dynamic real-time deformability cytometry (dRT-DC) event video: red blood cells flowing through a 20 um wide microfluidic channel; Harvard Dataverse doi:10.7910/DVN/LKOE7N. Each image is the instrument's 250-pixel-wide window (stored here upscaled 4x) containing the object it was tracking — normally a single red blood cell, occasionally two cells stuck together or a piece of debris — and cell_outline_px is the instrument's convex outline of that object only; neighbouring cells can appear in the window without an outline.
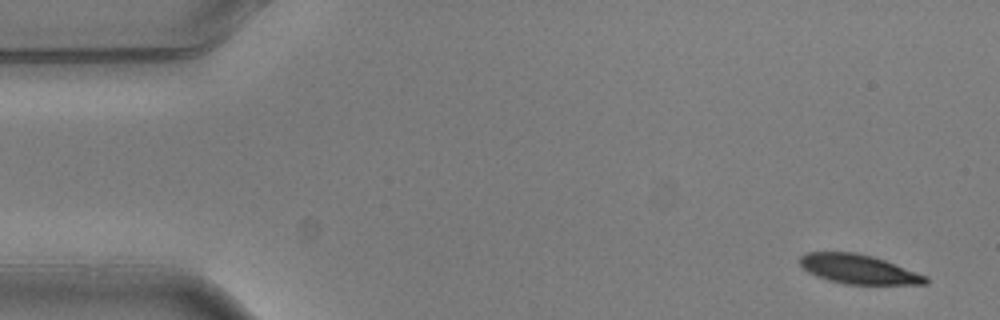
{"species": "common noctule bat (a hibernating species)", "species_latin": "Nyctalus noctula", "temperature_condition": "warm", "stored_images_in_passage": 7, "camera_frame_rate_fps": 3000, "um_per_image_px": 0.085, "animal": {"sex": "male", "body_mass_g": 20.5, "forearm_length_mm": 52.5}, "frame": {"image": 1, "passage_image": 1, "time_ms": 0.0, "image_size_px": [1000, 320], "cell_outline_px": [[928, 284], [844, 284], [828, 280], [816, 276], [808, 272], [800, 264], [800, 256], [808, 252], [856, 252], [872, 256], [884, 260], [928, 276]], "centroid_in_image_um": [72.97, 22.88], "position_along_channel_um": 12.0, "area_um2": 21.39}}
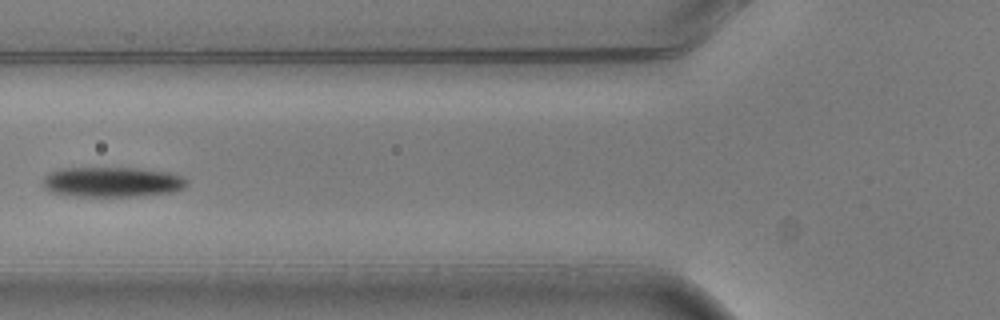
{"frame": {"image": 2, "passage_image": 6, "time_ms": 1.667, "image_size_px": [1000, 320], "cell_outline_px": [[188, 184], [184, 188], [172, 192], [136, 196], [76, 196], [52, 192], [44, 188], [44, 176], [48, 172], [60, 168], [136, 168], [168, 172], [180, 176], [188, 180]], "centroid_in_image_um": [9.53, 15.46], "position_along_channel_um": 116.3, "area_um2": 25.2}}
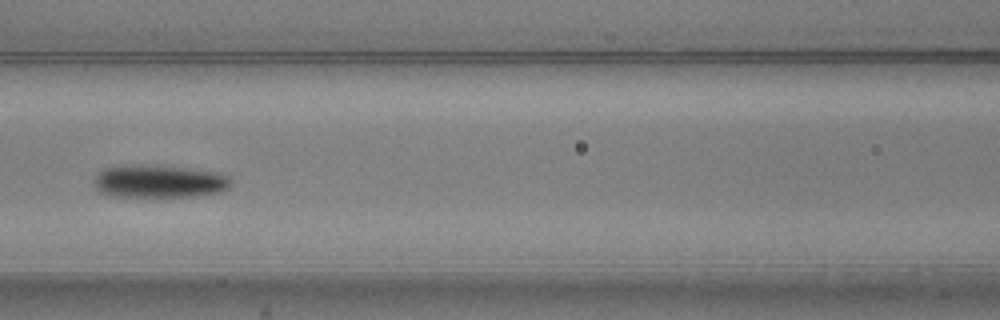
{"frame": {"image": 3, "passage_image": 7, "time_ms": 2.0, "image_size_px": [1000, 320], "cell_outline_px": [[232, 184], [228, 188], [220, 192], [196, 196], [112, 196], [100, 192], [96, 188], [92, 180], [96, 172], [104, 168], [184, 168], [220, 172], [228, 176], [232, 180]], "centroid_in_image_um": [13.58, 15.47], "position_along_channel_um": 153.0, "area_um2": 25.14}}